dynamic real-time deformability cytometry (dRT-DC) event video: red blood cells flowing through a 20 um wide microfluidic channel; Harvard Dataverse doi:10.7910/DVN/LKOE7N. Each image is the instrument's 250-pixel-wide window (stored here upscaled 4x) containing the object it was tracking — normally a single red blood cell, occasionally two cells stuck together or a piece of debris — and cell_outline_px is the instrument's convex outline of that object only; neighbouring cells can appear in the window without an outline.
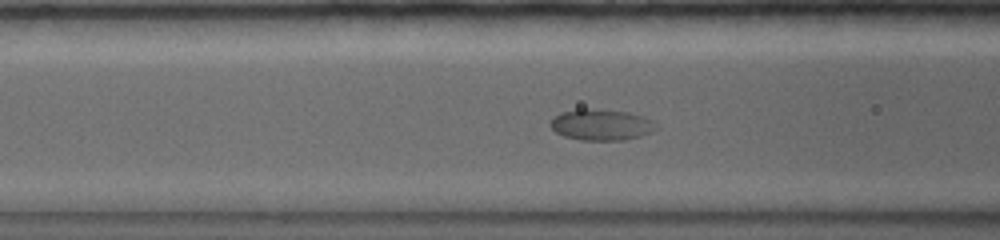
{"species": "common noctule bat (a hibernating species)", "species_latin": "Nyctalus noctula", "temperature_condition": "warm", "stored_images_in_passage": 50, "camera_frame_rate_fps": 5000, "um_per_image_px": 0.085, "animal": {"sex": "female", "body_mass_g": 19.0, "forearm_length_mm": 56.7}, "frame": {"image": 1, "passage_image": 7, "time_ms": 1.8, "image_size_px": [1000, 240], "cell_outline_px": [[660, 128], [652, 132], [640, 136], [624, 140], [580, 140], [564, 136], [556, 132], [548, 124], [552, 116], [560, 112], [576, 108], [592, 108], [628, 112], [656, 120]], "centroid_in_image_um": [51.12, 10.58], "position_along_channel_um": 115.5, "area_um2": 19.77}}
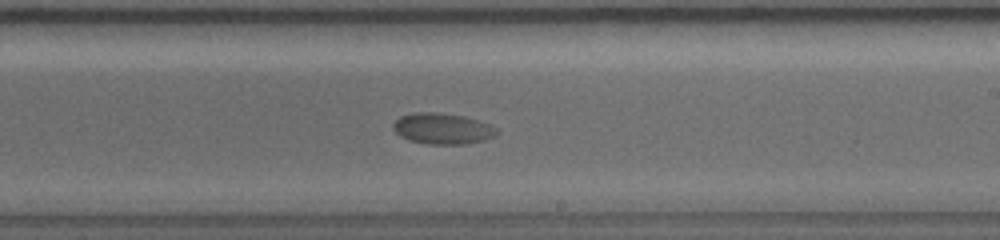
{"frame": {"image": 2, "passage_image": 20, "time_ms": 5.4, "image_size_px": [1000, 240], "cell_outline_px": [[500, 132], [496, 136], [484, 140], [464, 144], [428, 144], [408, 140], [400, 136], [392, 128], [392, 124], [400, 116], [416, 112], [436, 112], [464, 116], [492, 124]], "centroid_in_image_um": [37.63, 10.93], "position_along_channel_um": 251.4, "area_um2": 18.9}}
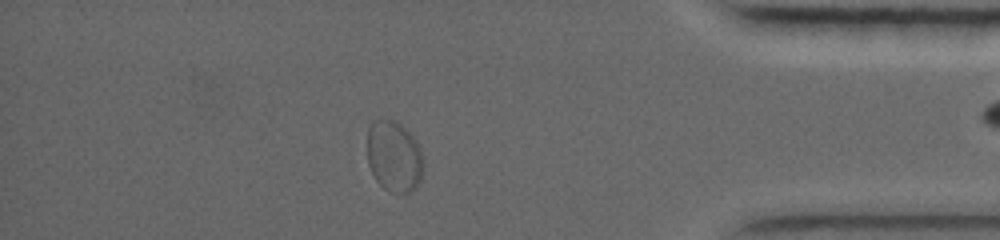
{"frame": {"image": 3, "passage_image": 39, "time_ms": 10.2, "image_size_px": [1000, 240], "cell_outline_px": [[424, 164], [420, 180], [416, 188], [408, 192], [388, 192], [376, 180], [368, 164], [368, 128], [372, 120], [396, 120], [416, 140], [420, 148]], "centroid_in_image_um": [33.5, 13.29], "position_along_channel_um": 401.7, "area_um2": 23.24}}